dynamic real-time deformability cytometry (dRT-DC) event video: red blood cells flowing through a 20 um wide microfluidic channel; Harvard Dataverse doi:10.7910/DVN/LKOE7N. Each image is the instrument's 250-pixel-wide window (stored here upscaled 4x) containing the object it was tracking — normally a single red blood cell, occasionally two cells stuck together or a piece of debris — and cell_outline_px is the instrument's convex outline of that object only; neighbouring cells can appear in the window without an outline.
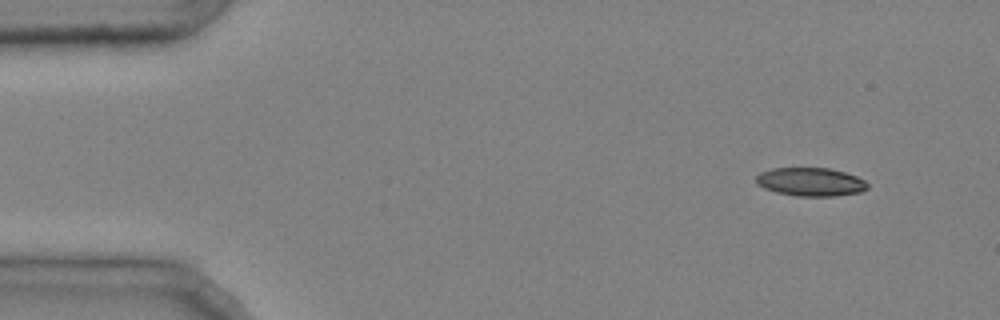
{"species": "common noctule bat (a hibernating species)", "species_latin": "Nyctalus noctula", "temperature_condition": "cold", "stored_images_in_passage": 47, "camera_frame_rate_fps": 3000, "um_per_image_px": 0.085, "animal": {"sex": "male", "body_mass_g": 20.4}, "frame": {"image": 1, "passage_image": 4, "time_ms": 1.0, "image_size_px": [1000, 320], "cell_outline_px": [[868, 188], [860, 192], [836, 196], [796, 196], [776, 192], [764, 188], [756, 184], [756, 176], [760, 172], [772, 168], [828, 168], [844, 172], [856, 176], [864, 180], [868, 184]], "centroid_in_image_um": [68.88, 15.46], "position_along_channel_um": 16.1, "area_um2": 18.5}}
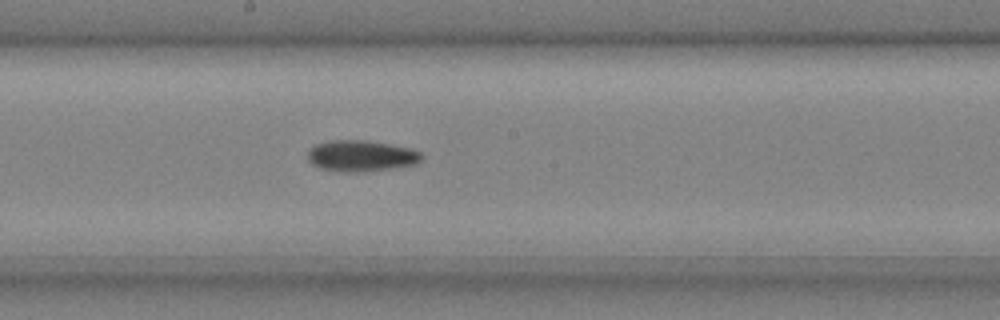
{"frame": {"image": 2, "passage_image": 26, "time_ms": 8.333, "image_size_px": [1000, 320], "cell_outline_px": [[424, 156], [416, 164], [396, 168], [364, 172], [344, 172], [320, 168], [312, 164], [308, 160], [308, 148], [316, 144], [332, 140], [364, 140], [412, 148], [420, 152]], "centroid_in_image_um": [30.7, 13.26], "position_along_channel_um": 217.5, "area_um2": 20.87}}
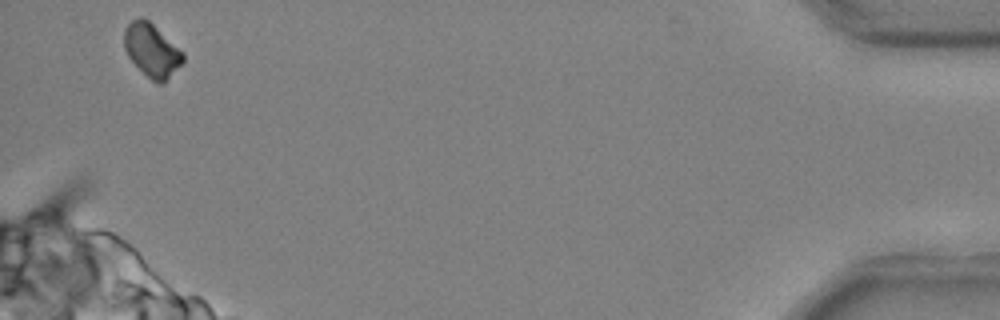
{"frame": {"image": 3, "passage_image": 46, "time_ms": 15.0, "image_size_px": [1000, 320], "cell_outline_px": [[184, 60], [164, 84], [160, 84], [152, 80], [128, 56], [124, 48], [124, 28], [132, 20], [140, 16], [148, 20], [184, 52]], "centroid_in_image_um": [12.91, 4.26], "position_along_channel_um": 422.3, "area_um2": 18.03}, "authors_computed_cell_mechanics": {"area_um2": 19.652, "velocity_mm_per_s": 4.0438, "shape_relaxation_time_tau1_ms": 6.7363, "shape_relaxation_time_tau2_ms": null, "deformation_change_tau1": 0.1499, "deformation_change_tau2": null}}